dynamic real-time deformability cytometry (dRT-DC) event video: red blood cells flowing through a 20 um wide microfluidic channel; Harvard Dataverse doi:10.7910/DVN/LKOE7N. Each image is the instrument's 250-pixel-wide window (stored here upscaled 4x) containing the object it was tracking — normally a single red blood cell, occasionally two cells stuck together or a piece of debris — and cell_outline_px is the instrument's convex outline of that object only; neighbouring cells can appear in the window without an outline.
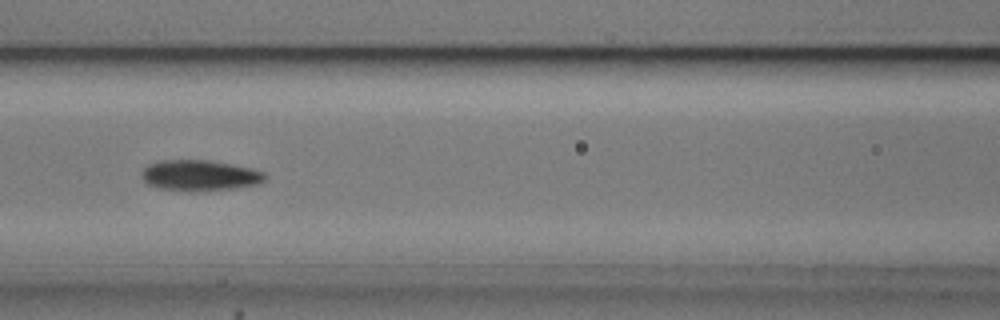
{"species": "common noctule bat (a hibernating species)", "species_latin": "Nyctalus noctula", "temperature_condition": "cold", "stored_images_in_passage": 7, "camera_frame_rate_fps": 3000, "um_per_image_px": 0.085, "animal": {"sex": "male", "body_mass_g": 20.5, "forearm_length_mm": 52.5}, "frame": {"image": 1, "passage_image": 7, "time_ms": 7.0, "image_size_px": [1000, 320], "cell_outline_px": [[268, 176], [260, 184], [236, 188], [208, 192], [188, 192], [156, 188], [148, 184], [144, 180], [140, 172], [148, 164], [160, 160], [208, 160], [252, 168], [264, 172]], "centroid_in_image_um": [16.99, 14.94], "position_along_channel_um": 149.6, "area_um2": 22.72}}